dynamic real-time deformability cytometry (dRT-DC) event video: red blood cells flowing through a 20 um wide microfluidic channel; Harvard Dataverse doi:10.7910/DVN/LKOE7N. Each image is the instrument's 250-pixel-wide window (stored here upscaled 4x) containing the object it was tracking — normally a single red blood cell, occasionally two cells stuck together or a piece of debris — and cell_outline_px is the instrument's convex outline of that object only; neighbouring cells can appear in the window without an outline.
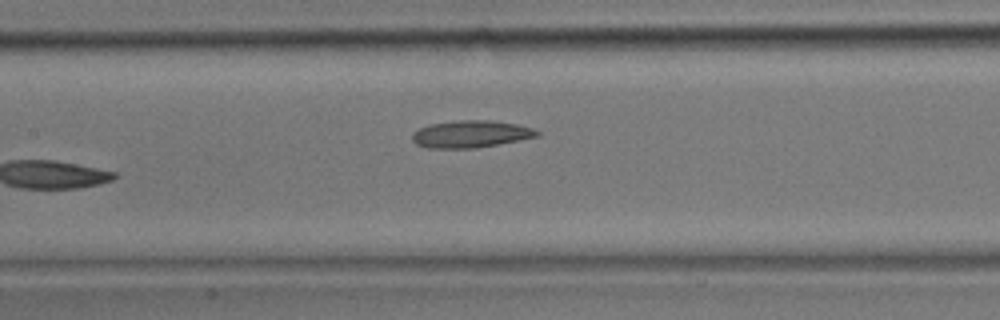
{"species": "common noctule bat (a hibernating species)", "species_latin": "Nyctalus noctula", "temperature_condition": "room temperature", "stored_images_in_passage": 9, "camera_frame_rate_fps": 3000, "um_per_image_px": 0.085, "animal": {"sex": "male", "body_mass_g": 17.9}, "frame": {"image": 1, "passage_image": 9, "time_ms": 2.667, "image_size_px": [1000, 320], "cell_outline_px": [[540, 136], [520, 140], [476, 148], [428, 148], [416, 144], [412, 140], [412, 132], [428, 124], [460, 120], [488, 120], [516, 124], [532, 128], [540, 132]], "centroid_in_image_um": [40.0, 11.4], "position_along_channel_um": 167.4, "area_um2": 19.77}}